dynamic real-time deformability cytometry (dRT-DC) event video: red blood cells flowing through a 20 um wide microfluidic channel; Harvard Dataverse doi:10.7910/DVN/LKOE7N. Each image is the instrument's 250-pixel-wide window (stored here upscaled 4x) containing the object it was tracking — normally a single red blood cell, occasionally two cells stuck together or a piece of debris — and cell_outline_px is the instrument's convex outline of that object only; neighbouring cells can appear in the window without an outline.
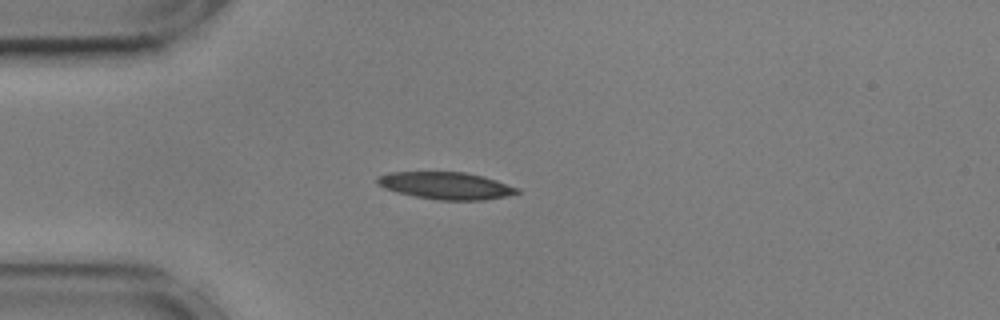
{"species": "common noctule bat (a hibernating species)", "species_latin": "Nyctalus noctula", "temperature_condition": "cold", "stored_images_in_passage": 42, "camera_frame_rate_fps": 3000, "um_per_image_px": 0.085, "animal": {"sex": "male", "body_mass_g": 17.9, "forearm_length_mm": 54.2}, "frame": {"image": 1, "passage_image": 1, "time_ms": 0.0, "image_size_px": [1000, 320], "cell_outline_px": [[520, 192], [504, 196], [484, 200], [440, 200], [416, 196], [384, 188], [376, 184], [376, 176], [388, 172], [464, 172], [484, 176], [520, 188]], "centroid_in_image_um": [37.89, 15.77], "position_along_channel_um": 47.1, "area_um2": 22.08}}
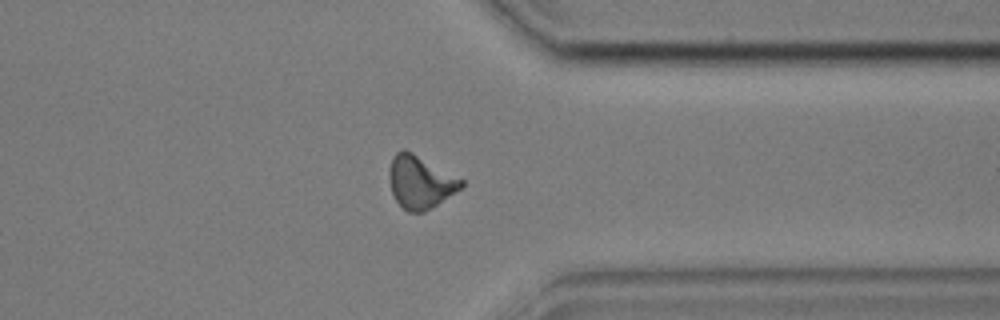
{"frame": {"image": 2, "passage_image": 30, "time_ms": 9.667, "image_size_px": [1000, 320], "cell_outline_px": [[464, 184], [460, 188], [424, 212], [408, 212], [396, 200], [392, 192], [388, 180], [388, 172], [392, 156], [400, 148], [404, 148], [412, 152], [464, 180]], "centroid_in_image_um": [35.66, 15.44], "position_along_channel_um": 375.7, "area_um2": 21.96}}
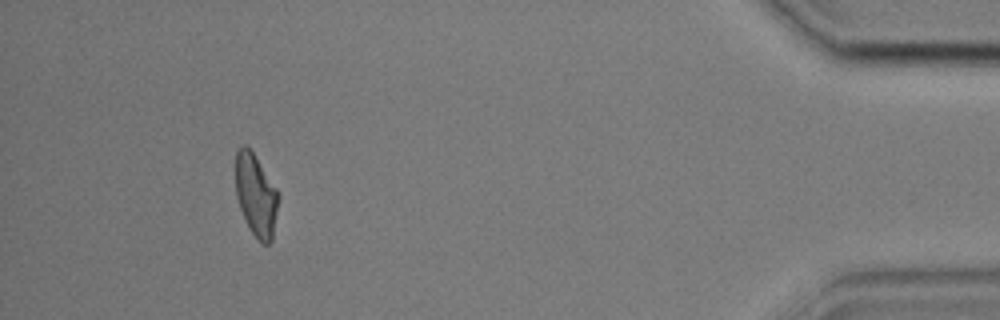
{"frame": {"image": 3, "passage_image": 38, "time_ms": 12.333, "image_size_px": [1000, 320], "cell_outline_px": [[280, 196], [272, 240], [268, 244], [260, 244], [256, 240], [248, 228], [240, 208], [236, 196], [236, 152], [240, 144], [244, 144], [252, 152], [280, 192]], "centroid_in_image_um": [21.77, 16.63], "position_along_channel_um": 413.4, "area_um2": 20.87}, "authors_computed_cell_mechanics": {"area_um2": 21.5305, "velocity_mm_per_s": 3.59, "shape_relaxation_time_tau1_ms": 9.2949, "shape_relaxation_time_tau2_ms": 5.1764, "deformation_change_tau1": 0.2027, "deformation_change_tau2": 0.1411}}